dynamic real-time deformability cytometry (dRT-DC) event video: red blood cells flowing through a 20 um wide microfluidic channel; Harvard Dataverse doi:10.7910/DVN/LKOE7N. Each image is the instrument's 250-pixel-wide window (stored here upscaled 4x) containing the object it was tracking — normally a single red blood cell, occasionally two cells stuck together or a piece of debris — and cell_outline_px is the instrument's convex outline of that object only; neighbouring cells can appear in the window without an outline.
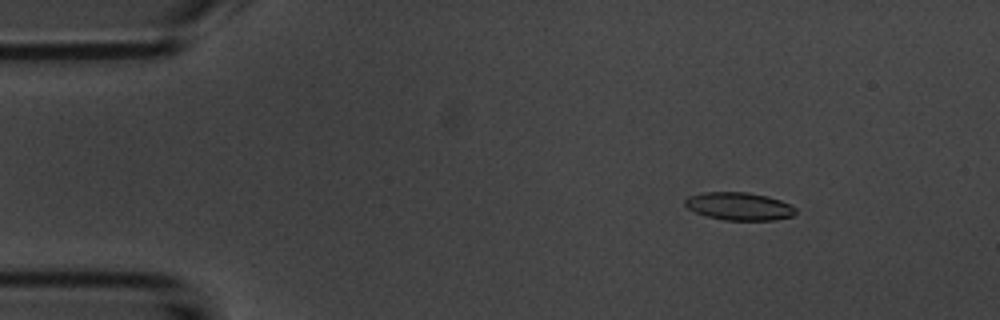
{"species": "common noctule bat (a hibernating species)", "species_latin": "Nyctalus noctula", "temperature_condition": "room temperature", "stored_images_in_passage": 54, "camera_frame_rate_fps": 3000, "um_per_image_px": 0.085, "animal": {"sex": "male", "body_mass_g": 20.1, "forearm_length_mm": 53.5}, "frame": {"image": 1, "passage_image": 7, "time_ms": 2.0, "image_size_px": [1000, 320], "cell_outline_px": [[796, 212], [792, 216], [776, 220], [724, 220], [704, 216], [688, 208], [684, 204], [684, 200], [688, 196], [704, 192], [748, 192], [768, 196], [780, 200], [796, 208]], "centroid_in_image_um": [62.81, 17.53], "position_along_channel_um": 22.2, "area_um2": 18.03}}
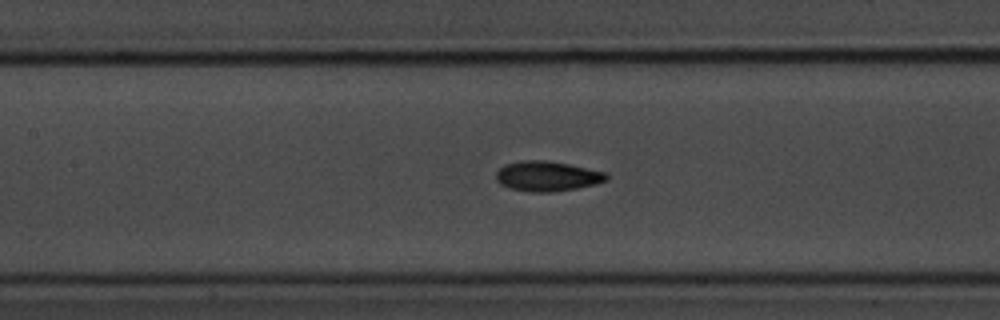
{"frame": {"image": 2, "passage_image": 24, "time_ms": 7.667, "image_size_px": [1000, 320], "cell_outline_px": [[608, 180], [596, 184], [576, 188], [552, 192], [528, 192], [512, 188], [500, 184], [496, 180], [496, 172], [500, 168], [508, 164], [524, 160], [544, 160], [568, 164], [608, 172]], "centroid_in_image_um": [46.55, 14.98], "position_along_channel_um": 160.9, "area_um2": 19.25}}
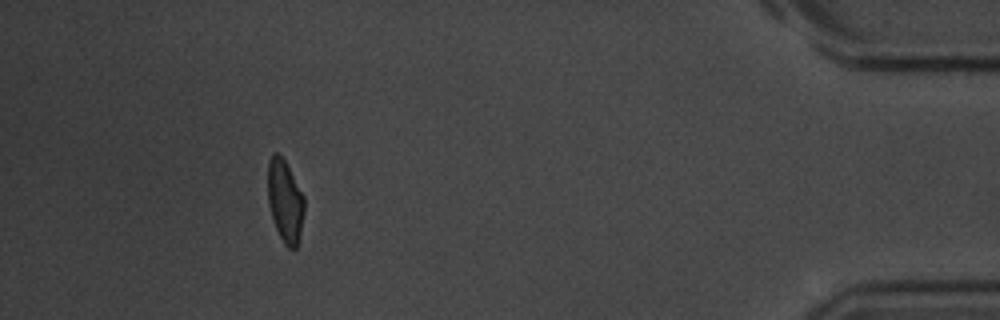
{"frame": {"image": 3, "passage_image": 49, "time_ms": 16.0, "image_size_px": [1000, 320], "cell_outline_px": [[304, 212], [300, 232], [296, 248], [288, 248], [284, 244], [276, 228], [268, 204], [268, 164], [272, 152], [280, 152], [304, 196]], "centroid_in_image_um": [24.22, 17.05], "position_along_channel_um": 411.0, "area_um2": 17.4}, "authors_computed_cell_mechanics": {"area_um2": 18.3515, "velocity_mm_per_s": 3.7238, "shape_relaxation_time_tau1_ms": 4.2509, "shape_relaxation_time_tau2_ms": 2.4275, "deformation_change_tau1": 0.1344, "deformation_change_tau2": 0.0838}}